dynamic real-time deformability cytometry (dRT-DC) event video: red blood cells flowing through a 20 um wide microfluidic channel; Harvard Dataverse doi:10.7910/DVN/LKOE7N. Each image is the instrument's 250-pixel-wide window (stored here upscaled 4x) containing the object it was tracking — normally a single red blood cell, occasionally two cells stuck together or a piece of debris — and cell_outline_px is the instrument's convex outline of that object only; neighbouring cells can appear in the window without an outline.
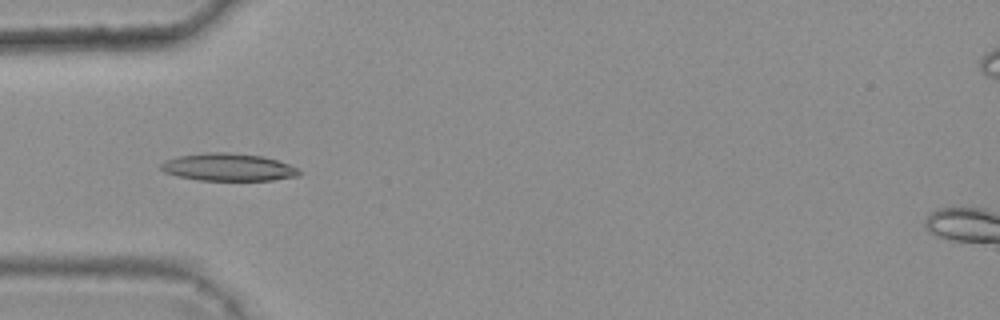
{"species": "common noctule bat (a hibernating species)", "species_latin": "Nyctalus noctula", "temperature_condition": "warm", "stored_images_in_passage": 6, "camera_frame_rate_fps": 3000, "um_per_image_px": 0.085, "animal": {"sex": "female", "body_mass_g": 25.1}, "frame": {"image": 1, "passage_image": 4, "time_ms": 1.0, "image_size_px": [1000, 320], "cell_outline_px": [[300, 176], [272, 180], [200, 180], [176, 176], [164, 172], [160, 168], [160, 164], [164, 160], [180, 156], [208, 152], [228, 152], [264, 156], [300, 168]], "centroid_in_image_um": [19.41, 14.21], "position_along_channel_um": 65.6, "area_um2": 22.25}}
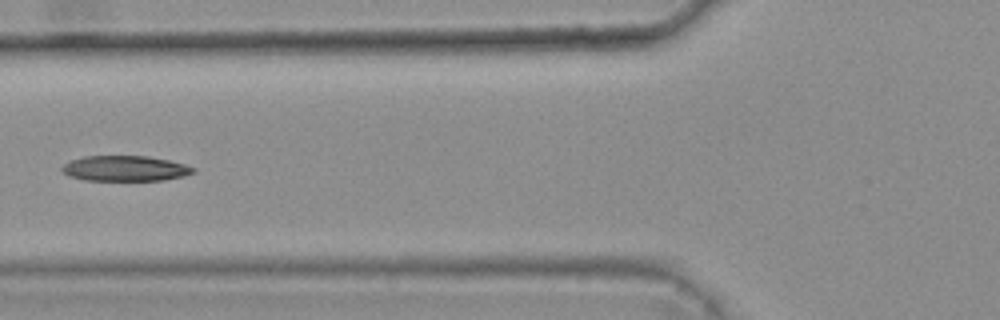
{"frame": {"image": 2, "passage_image": 5, "time_ms": 1.333, "image_size_px": [1000, 320], "cell_outline_px": [[196, 172], [184, 176], [164, 180], [84, 180], [68, 176], [60, 168], [64, 164], [72, 160], [84, 156], [148, 156], [168, 160], [184, 164], [196, 168]], "centroid_in_image_um": [10.65, 14.32], "position_along_channel_um": 115.2, "area_um2": 19.42}}
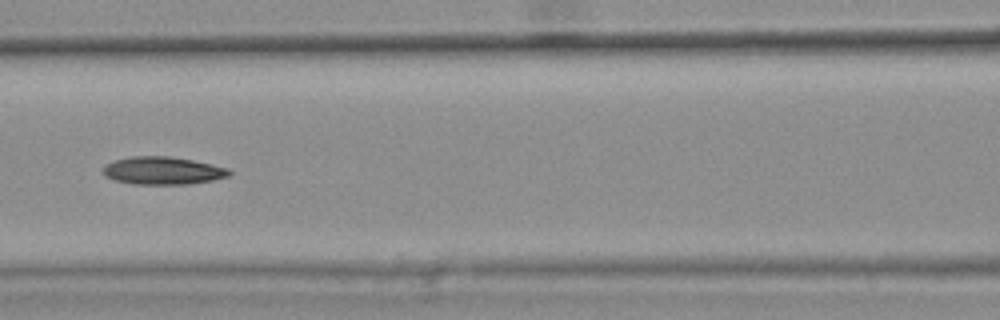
{"frame": {"image": 3, "passage_image": 6, "time_ms": 1.667, "image_size_px": [1000, 320], "cell_outline_px": [[232, 172], [228, 176], [212, 180], [188, 184], [132, 184], [116, 180], [104, 176], [104, 164], [128, 156], [168, 156], [192, 160], [212, 164], [228, 168]], "centroid_in_image_um": [13.83, 14.5], "position_along_channel_um": 152.8, "area_um2": 20.35}}